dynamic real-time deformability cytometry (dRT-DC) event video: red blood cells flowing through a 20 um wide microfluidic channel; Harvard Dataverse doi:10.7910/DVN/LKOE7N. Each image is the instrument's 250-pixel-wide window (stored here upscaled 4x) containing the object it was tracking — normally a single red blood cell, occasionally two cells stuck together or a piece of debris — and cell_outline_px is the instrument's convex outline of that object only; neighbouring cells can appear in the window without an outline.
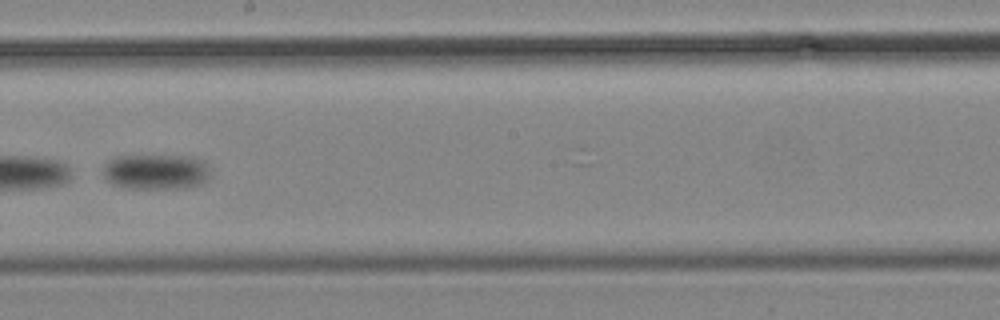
{"species": "common noctule bat (a hibernating species)", "species_latin": "Nyctalus noctula", "temperature_condition": "cold", "stored_images_in_passage": 19, "camera_frame_rate_fps": 3000, "um_per_image_px": 0.085, "animal": {"sex": "male", "body_mass_g": 19.2, "forearm_length_mm": 51.8}, "frame": {"image": 1, "passage_image": 19, "time_ms": 21.667, "image_size_px": [1000, 320], "cell_outline_px": [[208, 180], [200, 184], [184, 188], [132, 188], [112, 184], [104, 176], [104, 164], [112, 156], [192, 156], [204, 160], [208, 172]], "centroid_in_image_um": [13.25, 14.59], "position_along_channel_um": 235.0, "area_um2": 22.02}}